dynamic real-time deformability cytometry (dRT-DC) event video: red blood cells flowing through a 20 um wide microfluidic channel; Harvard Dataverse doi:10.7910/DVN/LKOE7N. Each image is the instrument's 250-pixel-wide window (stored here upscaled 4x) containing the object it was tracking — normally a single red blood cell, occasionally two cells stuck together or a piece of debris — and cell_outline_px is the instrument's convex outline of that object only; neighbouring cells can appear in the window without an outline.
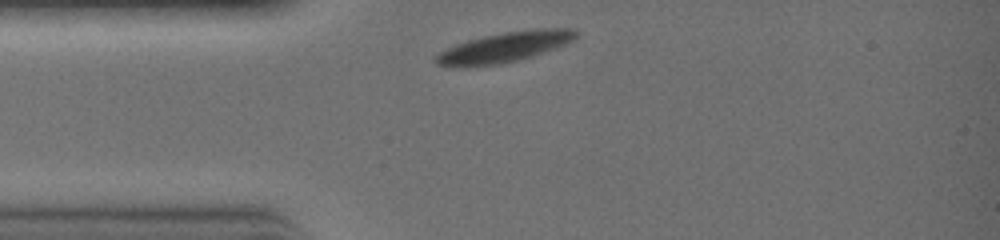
{"species": "common noctule bat (a hibernating species)", "species_latin": "Nyctalus noctula", "temperature_condition": "warm", "stored_images_in_passage": 5, "camera_frame_rate_fps": 3000, "um_per_image_px": 0.085, "animal": {"sex": "female", "body_mass_g": 19.0, "forearm_length_mm": 51.5}, "frame": {"image": 1, "passage_image": 1, "time_ms": 0.0, "image_size_px": [1000, 240], "cell_outline_px": [[576, 40], [556, 48], [520, 60], [500, 64], [468, 68], [456, 68], [436, 64], [432, 60], [432, 56], [456, 44], [468, 40], [484, 36], [504, 32], [536, 28], [576, 28]], "centroid_in_image_um": [42.85, 4.03], "position_along_channel_um": 42.2, "area_um2": 25.2}}